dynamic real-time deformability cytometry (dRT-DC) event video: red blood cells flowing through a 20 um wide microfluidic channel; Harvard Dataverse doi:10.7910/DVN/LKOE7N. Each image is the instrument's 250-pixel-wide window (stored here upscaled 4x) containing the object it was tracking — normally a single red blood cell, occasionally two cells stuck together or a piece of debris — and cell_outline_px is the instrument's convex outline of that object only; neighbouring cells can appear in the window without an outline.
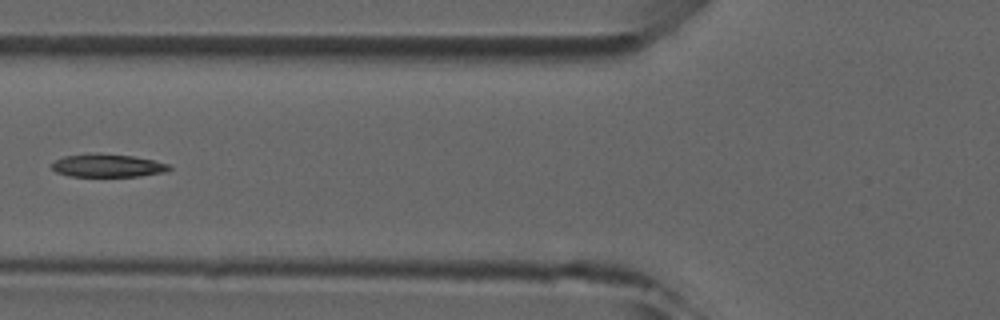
{"species": "common noctule bat (a hibernating species)", "species_latin": "Nyctalus noctula", "temperature_condition": "room temperature", "stored_images_in_passage": 6, "camera_frame_rate_fps": 3000, "um_per_image_px": 0.085, "animal": {"sex": "male", "forearm_length_mm": 52.5}, "frame": {"image": 1, "passage_image": 5, "time_ms": 5.667, "image_size_px": [1000, 320], "cell_outline_px": [[172, 168], [168, 172], [140, 176], [68, 176], [56, 172], [52, 168], [52, 164], [56, 160], [64, 156], [100, 152], [132, 156], [152, 160], [168, 164]], "centroid_in_image_um": [9.16, 14.07], "position_along_channel_um": 116.6, "area_um2": 15.84}}
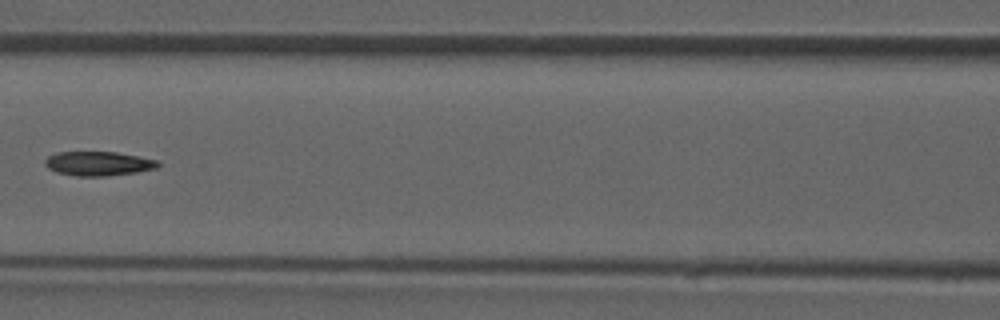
{"frame": {"image": 2, "passage_image": 6, "time_ms": 6.667, "image_size_px": [1000, 320], "cell_outline_px": [[160, 164], [156, 168], [136, 172], [108, 176], [76, 176], [56, 172], [48, 168], [44, 164], [44, 160], [48, 156], [56, 152], [116, 152], [140, 156], [160, 160]], "centroid_in_image_um": [8.37, 13.9], "position_along_channel_um": 158.2, "area_um2": 16.13}}